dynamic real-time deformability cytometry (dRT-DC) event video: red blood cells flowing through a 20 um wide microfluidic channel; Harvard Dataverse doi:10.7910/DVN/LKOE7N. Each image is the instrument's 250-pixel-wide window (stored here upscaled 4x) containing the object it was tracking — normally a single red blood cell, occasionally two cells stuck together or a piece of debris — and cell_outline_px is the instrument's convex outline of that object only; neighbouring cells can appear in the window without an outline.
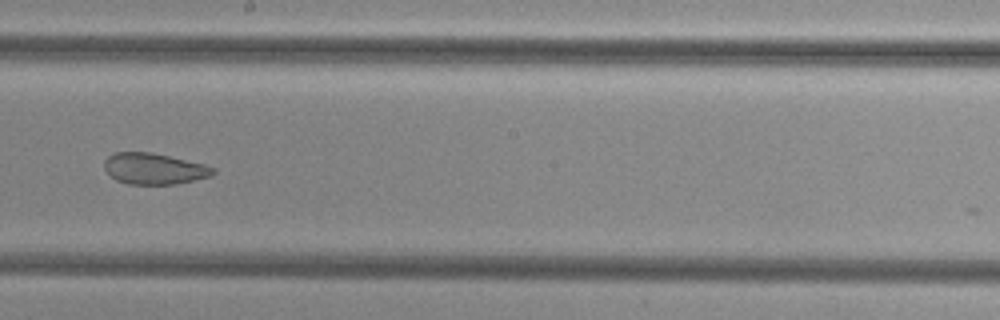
{"species": "common noctule bat (a hibernating species)", "species_latin": "Nyctalus noctula", "temperature_condition": "cold", "stored_images_in_passage": 38, "camera_frame_rate_fps": 3000, "um_per_image_px": 0.085, "animal": {"sex": "female", "body_mass_g": 29.2, "forearm_length_mm": 56.3}, "frame": {"image": 1, "passage_image": 17, "time_ms": 5.333, "image_size_px": [1000, 320], "cell_outline_px": [[216, 172], [212, 176], [176, 184], [128, 184], [116, 180], [104, 168], [104, 160], [108, 156], [116, 152], [152, 152], [204, 164], [216, 168]], "centroid_in_image_um": [13.12, 14.34], "position_along_channel_um": 235.1, "area_um2": 19.77}}